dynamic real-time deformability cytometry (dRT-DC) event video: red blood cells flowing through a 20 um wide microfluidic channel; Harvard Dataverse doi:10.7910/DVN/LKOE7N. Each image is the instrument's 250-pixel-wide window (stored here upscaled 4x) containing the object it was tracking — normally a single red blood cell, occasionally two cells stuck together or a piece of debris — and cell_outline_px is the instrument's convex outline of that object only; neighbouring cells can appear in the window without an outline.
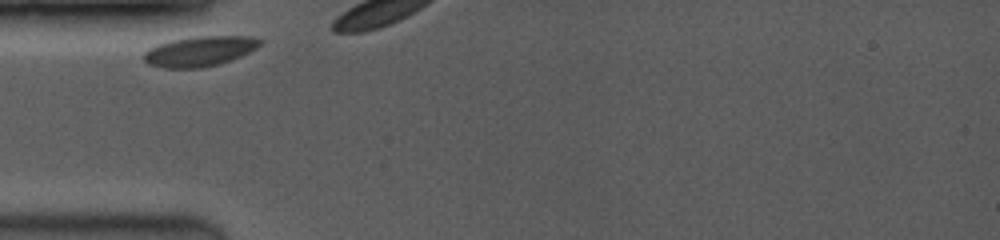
{"species": "common noctule bat (a hibernating species)", "species_latin": "Nyctalus noctula", "temperature_condition": "room temperature", "stored_images_in_passage": 4, "camera_frame_rate_fps": 3500, "um_per_image_px": 0.085, "animal": {"sex": "female", "body_mass_g": 19.0, "forearm_length_mm": 53.3}, "frame": {"image": 1, "passage_image": 1, "time_ms": 0.0, "image_size_px": [1000, 240], "cell_outline_px": [[264, 40], [256, 48], [232, 60], [220, 64], [200, 68], [164, 68], [148, 64], [144, 60], [144, 52], [148, 48], [156, 44], [172, 40], [196, 36], [252, 36]], "centroid_in_image_um": [16.96, 4.35], "position_along_channel_um": 68.0, "area_um2": 20.52}}